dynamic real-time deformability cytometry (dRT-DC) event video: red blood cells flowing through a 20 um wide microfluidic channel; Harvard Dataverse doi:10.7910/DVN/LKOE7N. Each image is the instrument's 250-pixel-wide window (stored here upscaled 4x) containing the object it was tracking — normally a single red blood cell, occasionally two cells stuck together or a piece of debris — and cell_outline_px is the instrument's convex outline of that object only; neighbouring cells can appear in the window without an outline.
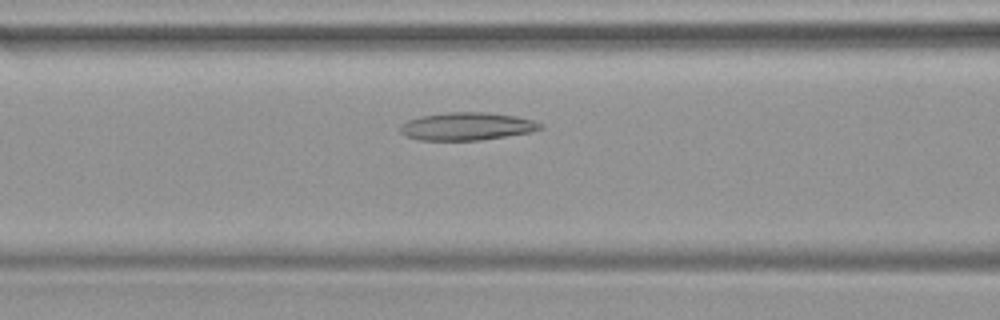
{"species": "common noctule bat (a hibernating species)", "species_latin": "Nyctalus noctula", "temperature_condition": "warm", "stored_images_in_passage": 43, "camera_frame_rate_fps": 3000, "um_per_image_px": 0.085, "animal": {"sex": "female", "body_mass_g": 19.9}, "frame": {"image": 1, "passage_image": 15, "time_ms": 4.667, "image_size_px": [1000, 320], "cell_outline_px": [[544, 128], [532, 132], [480, 140], [420, 140], [404, 136], [400, 132], [400, 124], [408, 120], [420, 116], [444, 112], [484, 112], [516, 116], [532, 120], [544, 124]], "centroid_in_image_um": [39.68, 10.74], "position_along_channel_um": 126.9, "area_um2": 22.89}}
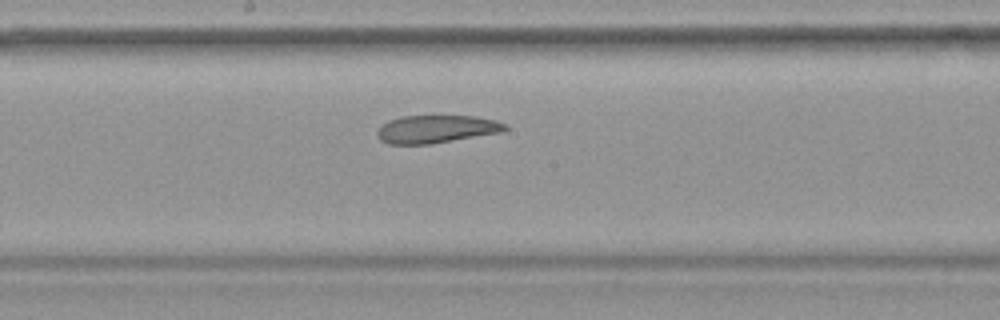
{"frame": {"image": 2, "passage_image": 21, "time_ms": 6.667, "image_size_px": [1000, 320], "cell_outline_px": [[508, 128], [504, 132], [432, 144], [388, 144], [380, 140], [376, 136], [376, 132], [380, 124], [388, 120], [404, 116], [476, 116], [496, 120], [508, 124]], "centroid_in_image_um": [37.1, 10.98], "position_along_channel_um": 211.1, "area_um2": 21.15}}
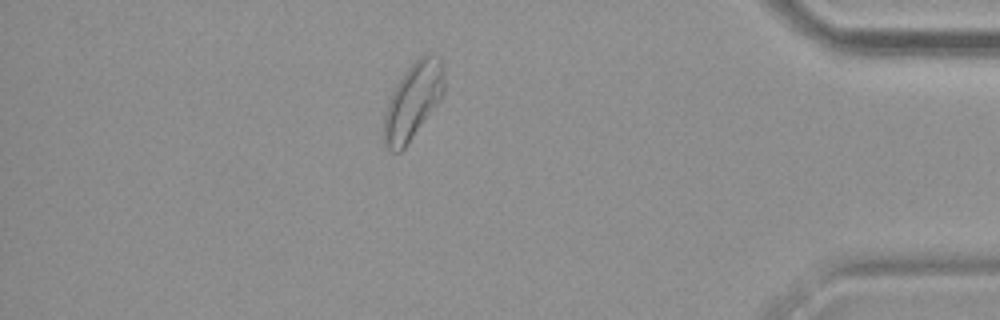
{"frame": {"image": 3, "passage_image": 37, "time_ms": 12.0, "image_size_px": [1000, 320], "cell_outline_px": [[444, 92], [440, 100], [404, 148], [400, 152], [392, 152], [384, 144], [384, 116], [392, 92], [396, 84], [404, 72], [424, 52], [432, 52], [440, 56], [444, 68]], "centroid_in_image_um": [35.13, 8.52], "position_along_channel_um": 400.1, "area_um2": 26.76}}